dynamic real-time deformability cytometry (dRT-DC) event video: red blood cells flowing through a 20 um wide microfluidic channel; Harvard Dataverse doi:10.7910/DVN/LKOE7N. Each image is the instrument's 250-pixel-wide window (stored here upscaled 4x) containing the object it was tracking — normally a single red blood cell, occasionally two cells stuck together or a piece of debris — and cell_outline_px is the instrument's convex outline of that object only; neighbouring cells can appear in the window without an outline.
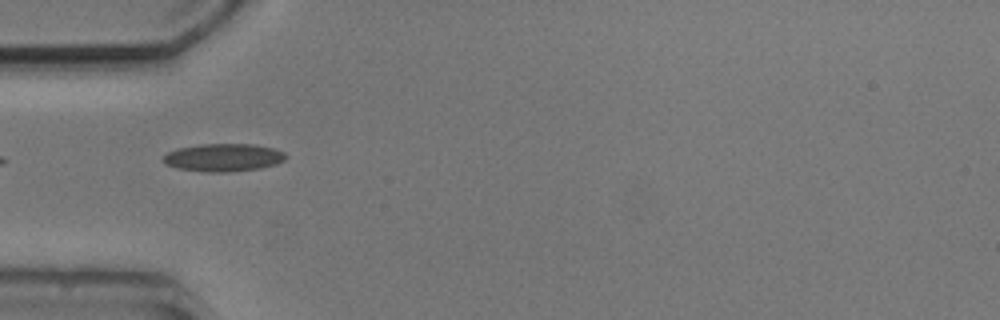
{"species": "common noctule bat (a hibernating species)", "species_latin": "Nyctalus noctula", "temperature_condition": "cold", "stored_images_in_passage": 5, "camera_frame_rate_fps": 3000, "um_per_image_px": 0.085, "animal": {"sex": "male", "body_mass_g": 20.5, "forearm_length_mm": 52.5}, "frame": {"image": 1, "passage_image": 4, "time_ms": 4.333, "image_size_px": [1000, 320], "cell_outline_px": [[288, 156], [284, 160], [276, 164], [260, 168], [228, 172], [208, 172], [176, 168], [164, 164], [164, 156], [168, 152], [176, 148], [200, 144], [256, 144], [276, 148], [284, 152]], "centroid_in_image_um": [19.01, 13.38], "position_along_channel_um": 66.0, "area_um2": 20.06}}